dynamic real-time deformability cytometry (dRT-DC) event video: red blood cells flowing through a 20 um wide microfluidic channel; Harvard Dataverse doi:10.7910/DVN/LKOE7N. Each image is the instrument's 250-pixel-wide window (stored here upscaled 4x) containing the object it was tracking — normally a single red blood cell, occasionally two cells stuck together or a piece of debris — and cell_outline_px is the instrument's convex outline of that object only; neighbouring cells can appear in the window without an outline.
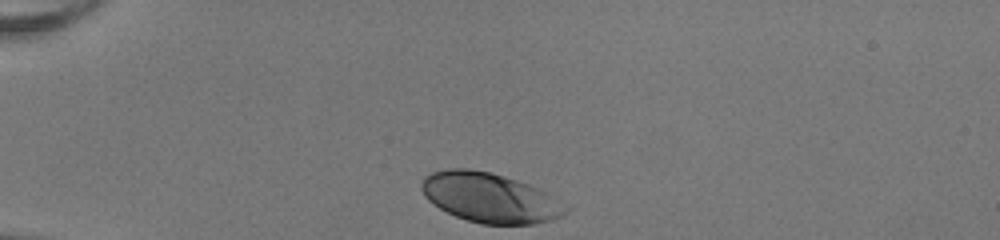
{"species": "human", "species_latin": "Homo sapiens", "temperature_condition": "room temperature", "stored_images_in_passage": 31, "camera_frame_rate_fps": 3000, "um_per_image_px": 0.085, "donor": {"sex": "female"}, "frame": {"image": 1, "passage_image": 1, "time_ms": 0.0, "image_size_px": [1000, 240], "cell_outline_px": [[572, 208], [568, 212], [552, 220], [536, 224], [480, 224], [456, 216], [432, 204], [424, 196], [420, 188], [420, 184], [424, 176], [432, 172], [448, 168], [468, 168], [488, 172], [504, 176], [528, 184], [544, 192]], "centroid_in_image_um": [41.62, 16.81], "position_along_channel_um": 43.4, "area_um2": 41.73}}
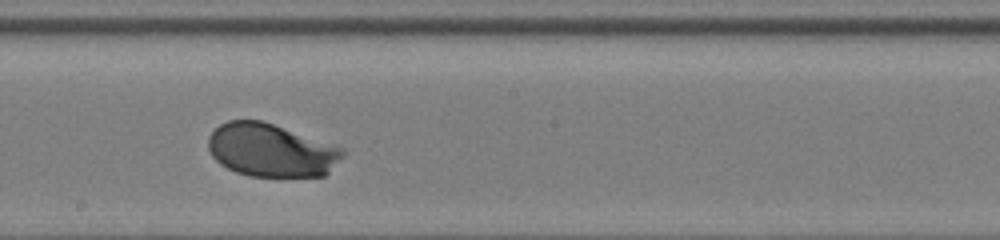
{"frame": {"image": 2, "passage_image": 18, "time_ms": 5.667, "image_size_px": [1000, 240], "cell_outline_px": [[344, 156], [324, 176], [248, 176], [236, 172], [220, 164], [212, 156], [208, 148], [208, 136], [220, 124], [228, 120], [260, 120], [344, 148]], "centroid_in_image_um": [23.02, 12.77], "position_along_channel_um": 225.2, "area_um2": 41.38}}
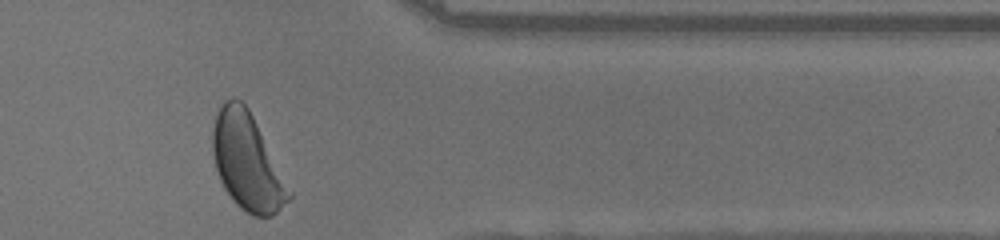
{"frame": {"image": 3, "passage_image": 31, "time_ms": 10.0, "image_size_px": [1000, 240], "cell_outline_px": [[292, 196], [272, 216], [252, 216], [240, 208], [236, 204], [224, 188], [220, 180], [216, 168], [212, 152], [212, 128], [216, 116], [224, 100], [232, 96], [240, 100], [248, 108], [292, 192]], "centroid_in_image_um": [20.98, 13.75], "position_along_channel_um": 390.4, "area_um2": 42.48}, "authors_computed_cell_mechanics": {"area_um2": 41.4426, "velocity_mm_per_s": 4.0088, "shape_relaxation_time_tau1_ms": 1.5202, "shape_relaxation_time_tau2_ms": null, "deformation_change_tau1": 0.1173, "deformation_change_tau2": null}}